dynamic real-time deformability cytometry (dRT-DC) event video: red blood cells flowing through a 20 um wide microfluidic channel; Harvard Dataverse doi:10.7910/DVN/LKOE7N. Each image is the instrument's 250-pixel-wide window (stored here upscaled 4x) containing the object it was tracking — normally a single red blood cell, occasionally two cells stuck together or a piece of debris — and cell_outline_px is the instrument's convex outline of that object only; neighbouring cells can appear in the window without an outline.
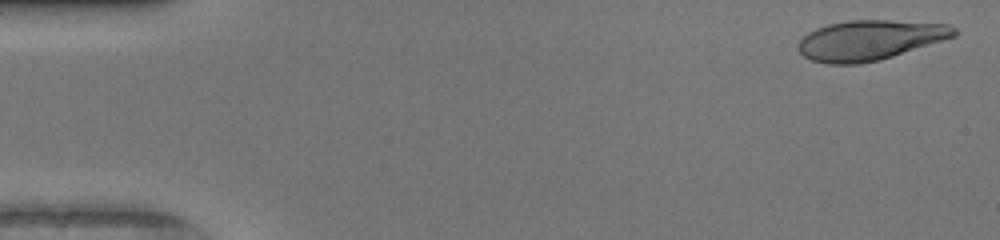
{"species": "human", "species_latin": "Homo sapiens", "temperature_condition": "warm", "stored_images_in_passage": 50, "camera_frame_rate_fps": 3000, "um_per_image_px": 0.085, "donor": {"sex": "female"}, "frame": {"image": 1, "passage_image": 2, "time_ms": 0.333, "image_size_px": [1000, 240], "cell_outline_px": [[956, 36], [944, 40], [880, 60], [860, 64], [828, 64], [812, 60], [804, 56], [796, 48], [800, 40], [808, 32], [816, 28], [828, 24], [848, 20], [888, 20], [948, 24], [956, 28]], "centroid_in_image_um": [73.92, 3.41], "position_along_channel_um": 11.1, "area_um2": 36.36}}
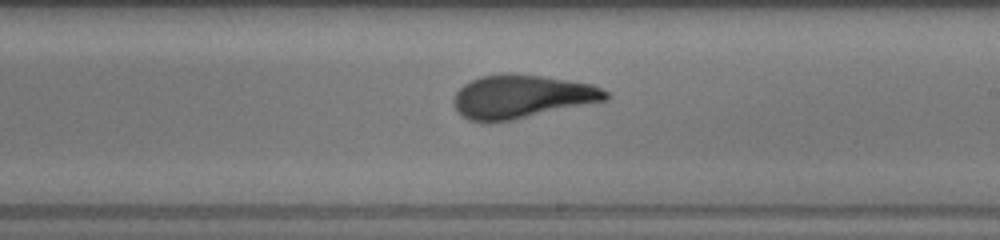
{"frame": {"image": 2, "passage_image": 29, "time_ms": 9.333, "image_size_px": [1000, 240], "cell_outline_px": [[612, 96], [608, 100], [512, 120], [484, 124], [468, 120], [456, 108], [452, 100], [456, 92], [464, 84], [480, 76], [508, 72], [544, 76], [592, 84], [608, 92]], "centroid_in_image_um": [44.34, 8.21], "position_along_channel_um": 244.7, "area_um2": 38.84}}
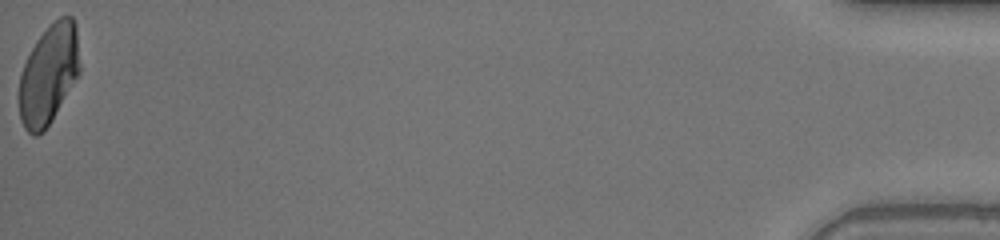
{"frame": {"image": 3, "passage_image": 50, "time_ms": 16.333, "image_size_px": [1000, 240], "cell_outline_px": [[80, 72], [52, 120], [44, 132], [36, 136], [32, 136], [24, 128], [20, 120], [20, 76], [24, 64], [36, 40], [60, 16], [72, 16], [76, 24], [80, 64]], "centroid_in_image_um": [4.15, 6.35], "position_along_channel_um": 431.0, "area_um2": 34.97}, "authors_computed_cell_mechanics": {"area_um2": 37.57, "velocity_mm_per_s": 4.1542, "shape_relaxation_time_tau1_ms": 7.1438, "shape_relaxation_time_tau2_ms": 0.85, "deformation_change_tau1": 0.2628, "deformation_change_tau2": 0.0595}}